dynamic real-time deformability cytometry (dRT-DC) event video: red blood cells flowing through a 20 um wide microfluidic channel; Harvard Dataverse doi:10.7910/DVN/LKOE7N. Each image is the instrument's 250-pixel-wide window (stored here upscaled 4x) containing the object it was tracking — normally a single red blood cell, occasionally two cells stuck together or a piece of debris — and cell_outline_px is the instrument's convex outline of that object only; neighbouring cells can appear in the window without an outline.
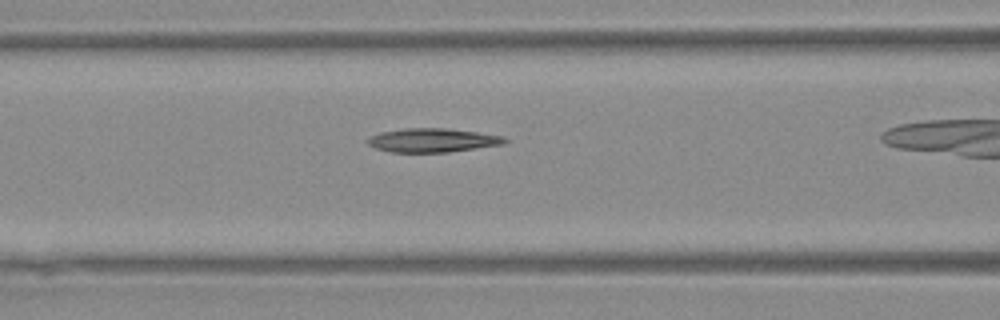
{"species": "Egyptian fruit bat (a non-hibernating species)", "species_latin": "Rousettus aegyptiacus", "temperature_condition": "warm", "stored_images_in_passage": 26, "camera_frame_rate_fps": 3000, "um_per_image_px": 0.085, "animal": {"sex": "female"}, "frame": {"image": 1, "passage_image": 6, "time_ms": 1.667, "image_size_px": [1000, 320], "cell_outline_px": [[508, 140], [504, 144], [448, 152], [392, 152], [376, 148], [368, 144], [368, 136], [380, 132], [404, 128], [448, 128], [476, 132], [500, 136]], "centroid_in_image_um": [36.72, 11.91], "position_along_channel_um": 129.9, "area_um2": 18.9}}
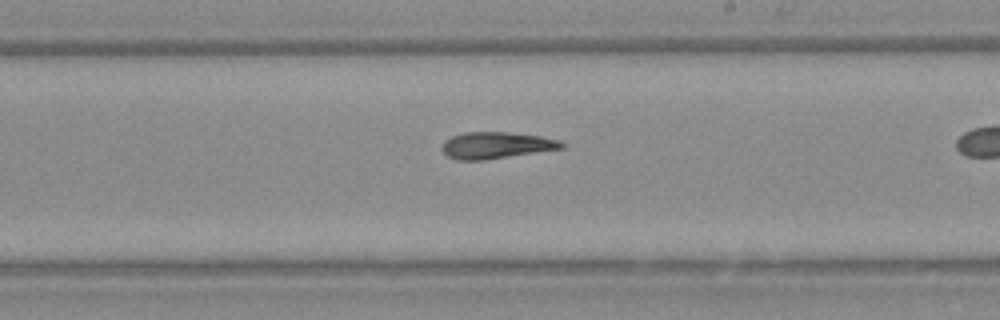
{"frame": {"image": 2, "passage_image": 15, "time_ms": 4.667, "image_size_px": [1000, 320], "cell_outline_px": [[564, 148], [480, 160], [460, 160], [448, 156], [440, 148], [444, 140], [452, 136], [464, 132], [508, 132], [540, 136], [560, 140], [564, 144]], "centroid_in_image_um": [42.15, 12.33], "position_along_channel_um": 246.9, "area_um2": 18.32}}
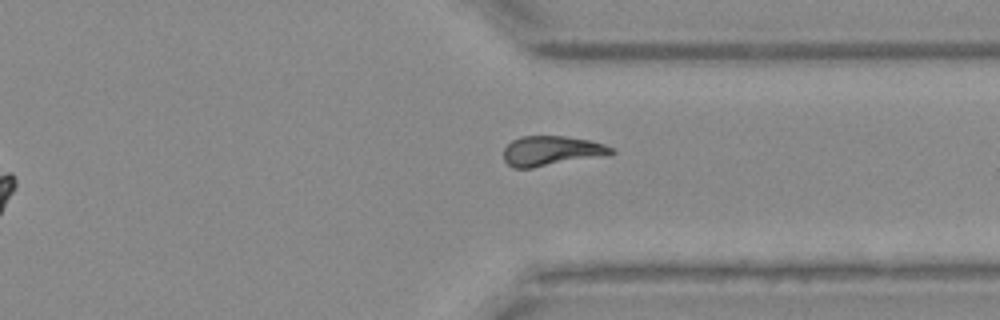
{"frame": {"image": 3, "passage_image": 24, "time_ms": 7.667, "image_size_px": [1000, 320], "cell_outline_px": [[616, 152], [608, 156], [532, 168], [512, 168], [504, 160], [504, 148], [512, 140], [520, 136], [564, 136], [588, 140], [604, 144], [616, 148]], "centroid_in_image_um": [46.93, 12.83], "position_along_channel_um": 364.5, "area_um2": 19.07}}